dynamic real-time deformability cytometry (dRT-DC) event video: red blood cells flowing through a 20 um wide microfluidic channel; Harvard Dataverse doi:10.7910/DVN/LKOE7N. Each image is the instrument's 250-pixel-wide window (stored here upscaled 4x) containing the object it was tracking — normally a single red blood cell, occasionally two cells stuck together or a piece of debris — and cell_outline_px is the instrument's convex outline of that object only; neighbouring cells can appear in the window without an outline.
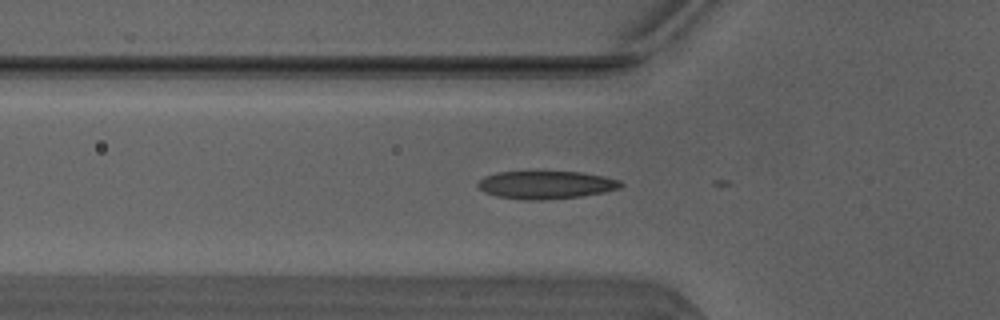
{"species": "Egyptian fruit bat (a non-hibernating species)", "species_latin": "Rousettus aegyptiacus", "temperature_condition": "warm", "stored_images_in_passage": 17, "camera_frame_rate_fps": 3000, "um_per_image_px": 0.085, "animal": {"sex": "male"}, "frame": {"image": 1, "passage_image": 16, "time_ms": 5.0, "image_size_px": [1000, 320], "cell_outline_px": [[624, 184], [620, 188], [604, 192], [580, 196], [544, 200], [524, 200], [496, 196], [484, 192], [476, 184], [484, 176], [500, 172], [580, 172], [604, 176], [620, 180]], "centroid_in_image_um": [46.42, 15.72], "position_along_channel_um": 79.4, "area_um2": 23.18}}